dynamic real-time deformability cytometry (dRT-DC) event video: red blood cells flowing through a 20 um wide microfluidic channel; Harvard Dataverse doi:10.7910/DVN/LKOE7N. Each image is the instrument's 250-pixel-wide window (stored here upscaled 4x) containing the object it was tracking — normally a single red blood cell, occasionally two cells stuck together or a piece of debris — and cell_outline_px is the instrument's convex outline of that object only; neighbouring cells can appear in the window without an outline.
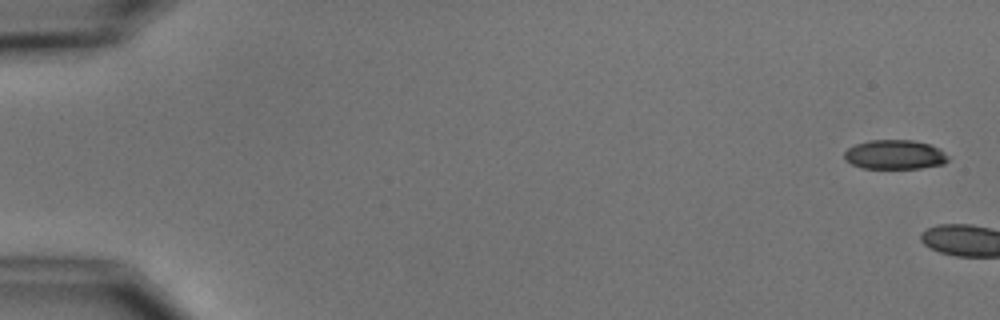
{"species": "common noctule bat (a hibernating species)", "species_latin": "Nyctalus noctula", "temperature_condition": "cold", "stored_images_in_passage": 7, "camera_frame_rate_fps": 3000, "um_per_image_px": 0.085, "animal": {"sex": "male", "body_mass_g": 15.6}, "frame": {"image": 1, "passage_image": 1, "time_ms": 0.0, "image_size_px": [1000, 320], "cell_outline_px": [[948, 160], [944, 164], [920, 168], [864, 168], [852, 164], [844, 160], [844, 152], [848, 148], [856, 144], [868, 140], [912, 140], [928, 144], [940, 148], [948, 156]], "centroid_in_image_um": [76.05, 13.14], "position_along_channel_um": 8.9, "area_um2": 17.74}}
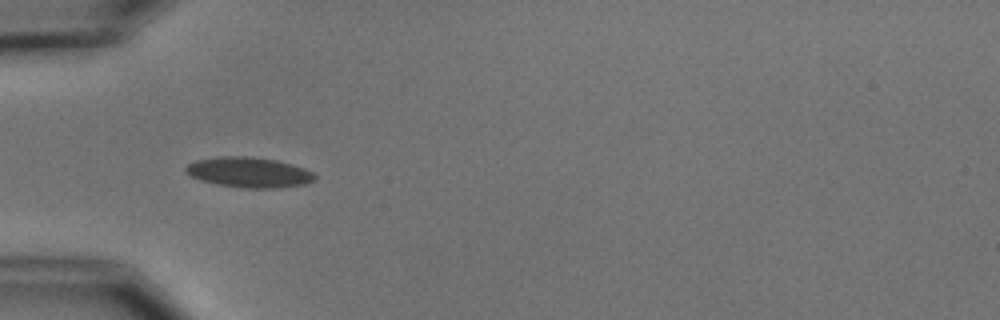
{"frame": {"image": 2, "passage_image": 6, "time_ms": 6.667, "image_size_px": [1000, 320], "cell_outline_px": [[316, 176], [312, 180], [304, 184], [276, 188], [244, 188], [216, 184], [200, 180], [184, 172], [184, 168], [188, 164], [196, 160], [220, 156], [252, 156], [276, 160], [292, 164], [304, 168], [312, 172]], "centroid_in_image_um": [21.12, 14.64], "position_along_channel_um": 63.9, "area_um2": 22.77}}